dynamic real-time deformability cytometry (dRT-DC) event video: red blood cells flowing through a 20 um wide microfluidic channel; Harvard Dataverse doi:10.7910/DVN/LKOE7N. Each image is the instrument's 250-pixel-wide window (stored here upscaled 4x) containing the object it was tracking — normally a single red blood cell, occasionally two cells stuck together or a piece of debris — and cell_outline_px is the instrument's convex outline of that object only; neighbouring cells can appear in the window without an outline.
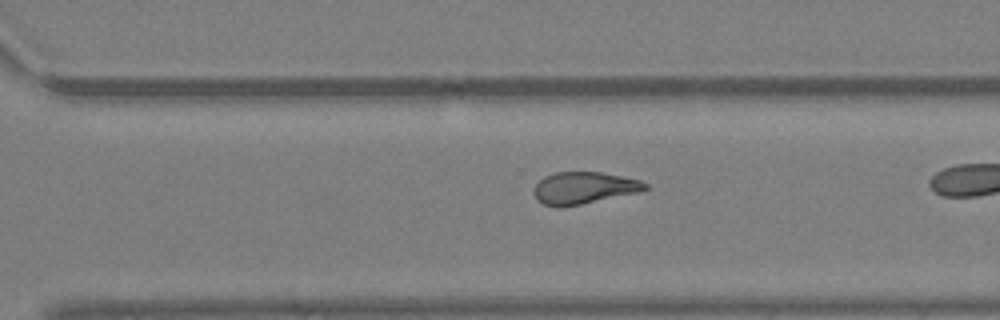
{"species": "Egyptian fruit bat (a non-hibernating species)", "species_latin": "Rousettus aegyptiacus", "temperature_condition": "warm", "stored_images_in_passage": 29, "camera_frame_rate_fps": 3000, "um_per_image_px": 0.085, "animal": {"sex": "female"}, "frame": {"image": 1, "passage_image": 25, "time_ms": 8.0, "image_size_px": [1000, 320], "cell_outline_px": [[648, 188], [644, 192], [564, 208], [556, 208], [544, 204], [536, 200], [532, 192], [536, 184], [544, 176], [556, 172], [600, 172], [624, 176], [640, 180], [648, 184]], "centroid_in_image_um": [49.66, 16.0], "position_along_channel_um": 320.9, "area_um2": 21.44}}